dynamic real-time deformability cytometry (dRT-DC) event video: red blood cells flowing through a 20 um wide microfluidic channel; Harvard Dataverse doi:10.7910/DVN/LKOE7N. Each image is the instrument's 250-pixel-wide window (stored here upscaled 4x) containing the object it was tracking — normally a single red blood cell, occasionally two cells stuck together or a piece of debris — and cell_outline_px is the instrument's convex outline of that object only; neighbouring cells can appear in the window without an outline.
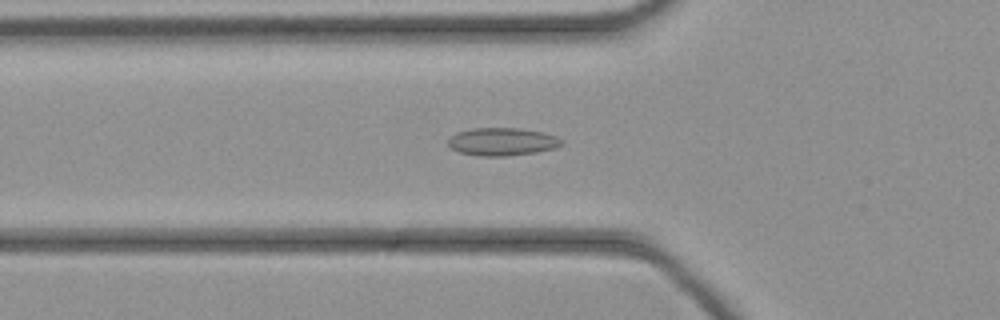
{"species": "common noctule bat (a hibernating species)", "species_latin": "Nyctalus noctula", "temperature_condition": "cold", "stored_images_in_passage": 45, "camera_frame_rate_fps": 3000, "um_per_image_px": 0.085, "animal": {"sex": "female", "body_mass_g": 21.9}, "frame": {"image": 1, "passage_image": 16, "time_ms": 5.0, "image_size_px": [1000, 320], "cell_outline_px": [[564, 144], [556, 148], [536, 152], [508, 156], [480, 156], [460, 152], [452, 148], [448, 144], [448, 140], [456, 132], [472, 128], [520, 128], [544, 132], [556, 136], [564, 140]], "centroid_in_image_um": [42.74, 12.04], "position_along_channel_um": 83.1, "area_um2": 18.55}}
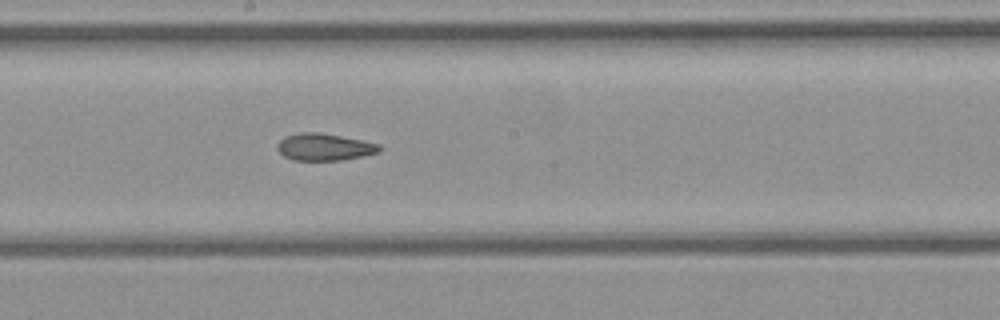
{"frame": {"image": 2, "passage_image": 25, "time_ms": 8.0, "image_size_px": [1000, 320], "cell_outline_px": [[384, 148], [380, 152], [364, 156], [344, 160], [292, 160], [284, 156], [276, 148], [276, 144], [284, 136], [300, 132], [316, 132], [340, 136], [380, 144]], "centroid_in_image_um": [27.58, 12.5], "position_along_channel_um": 220.6, "area_um2": 16.24}}
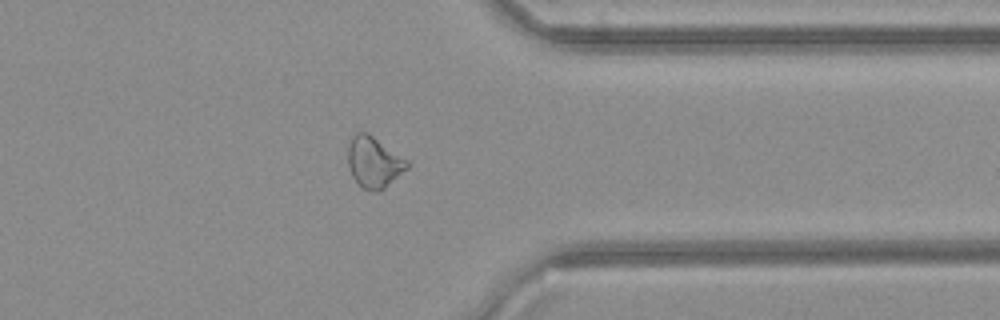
{"frame": {"image": 3, "passage_image": 36, "time_ms": 11.667, "image_size_px": [1000, 320], "cell_outline_px": [[408, 168], [380, 192], [376, 192], [364, 188], [352, 176], [348, 168], [348, 148], [352, 136], [356, 132], [368, 132], [408, 160]], "centroid_in_image_um": [31.78, 13.78], "position_along_channel_um": 379.6, "area_um2": 17.57}}